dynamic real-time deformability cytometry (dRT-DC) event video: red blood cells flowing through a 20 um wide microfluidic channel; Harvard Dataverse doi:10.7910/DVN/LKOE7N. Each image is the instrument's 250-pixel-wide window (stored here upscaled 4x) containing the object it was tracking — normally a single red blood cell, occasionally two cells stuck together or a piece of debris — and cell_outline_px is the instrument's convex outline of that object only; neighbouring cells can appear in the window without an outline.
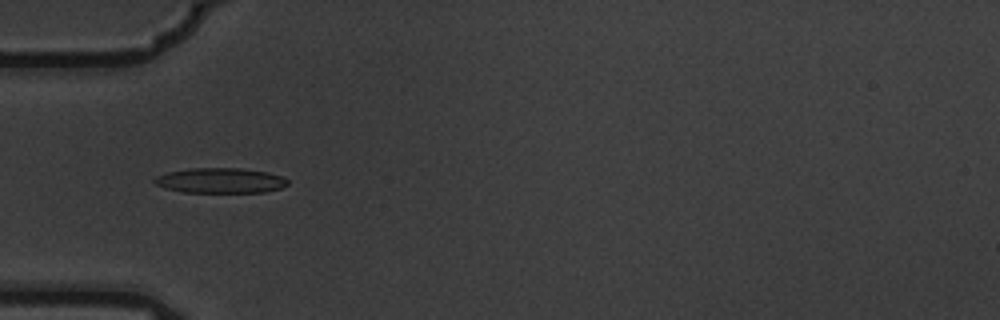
{"species": "common noctule bat (a hibernating species)", "species_latin": "Nyctalus noctula", "temperature_condition": "warm", "stored_images_in_passage": 7, "camera_frame_rate_fps": 3000, "um_per_image_px": 0.085, "animal": {"sex": "male", "body_mass_g": 19.5, "forearm_length_mm": 54.6}, "frame": {"image": 1, "passage_image": 5, "time_ms": 1.333, "image_size_px": [1000, 320], "cell_outline_px": [[288, 184], [280, 188], [264, 192], [184, 192], [164, 188], [156, 184], [152, 180], [156, 176], [168, 172], [192, 168], [240, 168], [268, 172], [284, 176], [288, 180]], "centroid_in_image_um": [18.74, 15.34], "position_along_channel_um": 66.3, "area_um2": 19.54}}
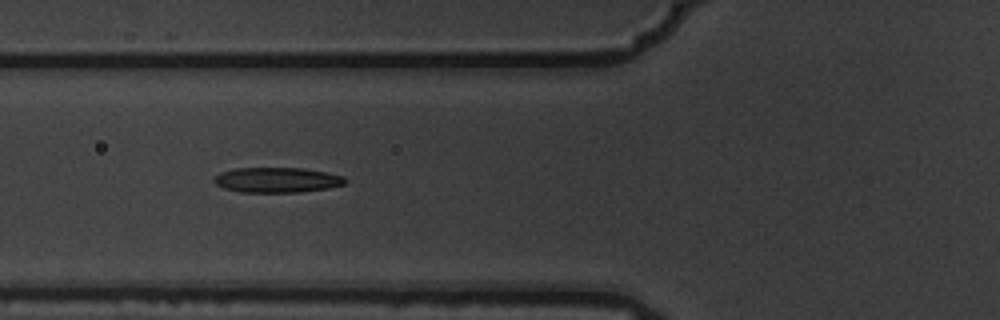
{"frame": {"image": 2, "passage_image": 6, "time_ms": 1.667, "image_size_px": [1000, 320], "cell_outline_px": [[348, 180], [344, 184], [328, 188], [300, 192], [240, 192], [224, 188], [216, 184], [212, 180], [220, 172], [236, 168], [304, 168], [328, 172], [344, 176]], "centroid_in_image_um": [23.57, 15.29], "position_along_channel_um": 102.2, "area_um2": 19.31}}
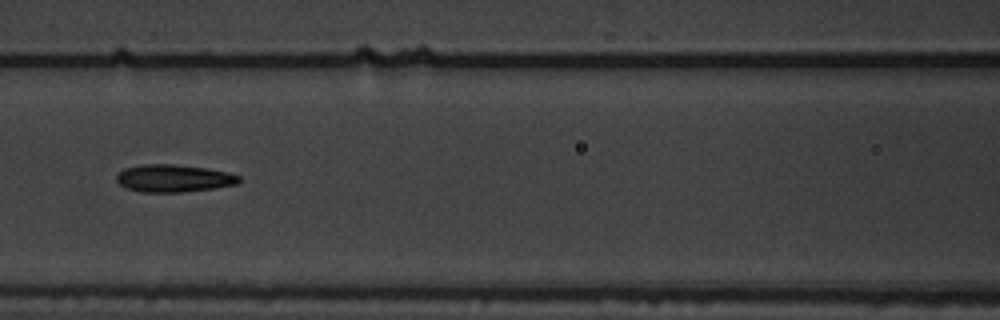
{"frame": {"image": 3, "passage_image": 7, "time_ms": 2.0, "image_size_px": [1000, 320], "cell_outline_px": [[240, 180], [236, 184], [216, 188], [180, 192], [140, 192], [128, 188], [120, 184], [116, 180], [116, 176], [124, 168], [144, 164], [176, 164], [204, 168], [228, 172], [240, 176]], "centroid_in_image_um": [14.76, 15.15], "position_along_channel_um": 151.8, "area_um2": 19.54}}